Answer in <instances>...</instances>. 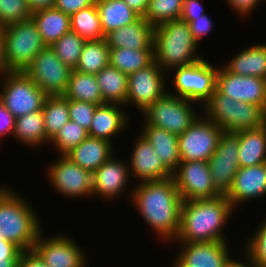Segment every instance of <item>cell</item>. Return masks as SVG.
Wrapping results in <instances>:
<instances>
[{"label":"cell","instance_id":"12","mask_svg":"<svg viewBox=\"0 0 266 267\" xmlns=\"http://www.w3.org/2000/svg\"><path fill=\"white\" fill-rule=\"evenodd\" d=\"M169 75L154 60L145 68L128 75L126 107L131 105L143 113L156 100L168 92ZM167 87V88H166Z\"/></svg>","mask_w":266,"mask_h":267},{"label":"cell","instance_id":"44","mask_svg":"<svg viewBox=\"0 0 266 267\" xmlns=\"http://www.w3.org/2000/svg\"><path fill=\"white\" fill-rule=\"evenodd\" d=\"M190 27L192 37L198 46L201 44L202 39L213 31L214 21L207 13L195 18L193 21H186Z\"/></svg>","mask_w":266,"mask_h":267},{"label":"cell","instance_id":"38","mask_svg":"<svg viewBox=\"0 0 266 267\" xmlns=\"http://www.w3.org/2000/svg\"><path fill=\"white\" fill-rule=\"evenodd\" d=\"M86 40L73 31L65 33L51 47L62 63L75 70Z\"/></svg>","mask_w":266,"mask_h":267},{"label":"cell","instance_id":"57","mask_svg":"<svg viewBox=\"0 0 266 267\" xmlns=\"http://www.w3.org/2000/svg\"><path fill=\"white\" fill-rule=\"evenodd\" d=\"M0 241H7V240L3 237V235H0Z\"/></svg>","mask_w":266,"mask_h":267},{"label":"cell","instance_id":"20","mask_svg":"<svg viewBox=\"0 0 266 267\" xmlns=\"http://www.w3.org/2000/svg\"><path fill=\"white\" fill-rule=\"evenodd\" d=\"M266 196V163L256 166L240 167L235 174L226 198L235 210L244 202L254 201Z\"/></svg>","mask_w":266,"mask_h":267},{"label":"cell","instance_id":"26","mask_svg":"<svg viewBox=\"0 0 266 267\" xmlns=\"http://www.w3.org/2000/svg\"><path fill=\"white\" fill-rule=\"evenodd\" d=\"M239 137L240 167L256 166L266 163V124L250 130L235 133Z\"/></svg>","mask_w":266,"mask_h":267},{"label":"cell","instance_id":"21","mask_svg":"<svg viewBox=\"0 0 266 267\" xmlns=\"http://www.w3.org/2000/svg\"><path fill=\"white\" fill-rule=\"evenodd\" d=\"M122 105L104 103L97 105L88 134L113 143L112 139L129 129L130 113Z\"/></svg>","mask_w":266,"mask_h":267},{"label":"cell","instance_id":"2","mask_svg":"<svg viewBox=\"0 0 266 267\" xmlns=\"http://www.w3.org/2000/svg\"><path fill=\"white\" fill-rule=\"evenodd\" d=\"M234 209L226 196L183 201L176 242H229L224 228Z\"/></svg>","mask_w":266,"mask_h":267},{"label":"cell","instance_id":"22","mask_svg":"<svg viewBox=\"0 0 266 267\" xmlns=\"http://www.w3.org/2000/svg\"><path fill=\"white\" fill-rule=\"evenodd\" d=\"M154 26L143 17L105 35L109 48L154 49Z\"/></svg>","mask_w":266,"mask_h":267},{"label":"cell","instance_id":"7","mask_svg":"<svg viewBox=\"0 0 266 267\" xmlns=\"http://www.w3.org/2000/svg\"><path fill=\"white\" fill-rule=\"evenodd\" d=\"M196 104L198 107L195 109ZM200 106L194 101L167 92L150 105L142 116L148 125L163 128L180 136L200 116L197 112Z\"/></svg>","mask_w":266,"mask_h":267},{"label":"cell","instance_id":"51","mask_svg":"<svg viewBox=\"0 0 266 267\" xmlns=\"http://www.w3.org/2000/svg\"><path fill=\"white\" fill-rule=\"evenodd\" d=\"M124 1L140 17H144L148 8L149 0H124Z\"/></svg>","mask_w":266,"mask_h":267},{"label":"cell","instance_id":"33","mask_svg":"<svg viewBox=\"0 0 266 267\" xmlns=\"http://www.w3.org/2000/svg\"><path fill=\"white\" fill-rule=\"evenodd\" d=\"M110 48L104 39L86 41L75 68L78 72L96 75L109 65Z\"/></svg>","mask_w":266,"mask_h":267},{"label":"cell","instance_id":"42","mask_svg":"<svg viewBox=\"0 0 266 267\" xmlns=\"http://www.w3.org/2000/svg\"><path fill=\"white\" fill-rule=\"evenodd\" d=\"M32 11L27 0H0V27L4 28L30 19Z\"/></svg>","mask_w":266,"mask_h":267},{"label":"cell","instance_id":"54","mask_svg":"<svg viewBox=\"0 0 266 267\" xmlns=\"http://www.w3.org/2000/svg\"><path fill=\"white\" fill-rule=\"evenodd\" d=\"M19 258H0V267H18Z\"/></svg>","mask_w":266,"mask_h":267},{"label":"cell","instance_id":"4","mask_svg":"<svg viewBox=\"0 0 266 267\" xmlns=\"http://www.w3.org/2000/svg\"><path fill=\"white\" fill-rule=\"evenodd\" d=\"M154 60L168 72L203 58L188 23L182 19L164 22L154 28Z\"/></svg>","mask_w":266,"mask_h":267},{"label":"cell","instance_id":"53","mask_svg":"<svg viewBox=\"0 0 266 267\" xmlns=\"http://www.w3.org/2000/svg\"><path fill=\"white\" fill-rule=\"evenodd\" d=\"M3 72H5L4 34H3V28L0 27V73Z\"/></svg>","mask_w":266,"mask_h":267},{"label":"cell","instance_id":"8","mask_svg":"<svg viewBox=\"0 0 266 267\" xmlns=\"http://www.w3.org/2000/svg\"><path fill=\"white\" fill-rule=\"evenodd\" d=\"M0 78V102L15 117L40 111L46 97L24 72H3Z\"/></svg>","mask_w":266,"mask_h":267},{"label":"cell","instance_id":"28","mask_svg":"<svg viewBox=\"0 0 266 267\" xmlns=\"http://www.w3.org/2000/svg\"><path fill=\"white\" fill-rule=\"evenodd\" d=\"M95 4L104 35L125 25H130L140 18L124 0H96Z\"/></svg>","mask_w":266,"mask_h":267},{"label":"cell","instance_id":"49","mask_svg":"<svg viewBox=\"0 0 266 267\" xmlns=\"http://www.w3.org/2000/svg\"><path fill=\"white\" fill-rule=\"evenodd\" d=\"M18 267H48L40 255L34 250L22 251L19 257Z\"/></svg>","mask_w":266,"mask_h":267},{"label":"cell","instance_id":"24","mask_svg":"<svg viewBox=\"0 0 266 267\" xmlns=\"http://www.w3.org/2000/svg\"><path fill=\"white\" fill-rule=\"evenodd\" d=\"M141 135L152 145L163 164L173 172L181 162L178 136L163 128L150 126L143 120Z\"/></svg>","mask_w":266,"mask_h":267},{"label":"cell","instance_id":"35","mask_svg":"<svg viewBox=\"0 0 266 267\" xmlns=\"http://www.w3.org/2000/svg\"><path fill=\"white\" fill-rule=\"evenodd\" d=\"M42 112L46 137L51 141L62 126L70 120L69 100L64 95L47 96Z\"/></svg>","mask_w":266,"mask_h":267},{"label":"cell","instance_id":"37","mask_svg":"<svg viewBox=\"0 0 266 267\" xmlns=\"http://www.w3.org/2000/svg\"><path fill=\"white\" fill-rule=\"evenodd\" d=\"M264 124H266V112L260 106L237 101L234 111V125L227 132L236 133L242 130L256 129Z\"/></svg>","mask_w":266,"mask_h":267},{"label":"cell","instance_id":"41","mask_svg":"<svg viewBox=\"0 0 266 267\" xmlns=\"http://www.w3.org/2000/svg\"><path fill=\"white\" fill-rule=\"evenodd\" d=\"M264 218L242 245V251L244 250L242 258L258 267H266V217Z\"/></svg>","mask_w":266,"mask_h":267},{"label":"cell","instance_id":"48","mask_svg":"<svg viewBox=\"0 0 266 267\" xmlns=\"http://www.w3.org/2000/svg\"><path fill=\"white\" fill-rule=\"evenodd\" d=\"M15 117L0 102V138L13 136L15 129ZM6 135V136H5Z\"/></svg>","mask_w":266,"mask_h":267},{"label":"cell","instance_id":"32","mask_svg":"<svg viewBox=\"0 0 266 267\" xmlns=\"http://www.w3.org/2000/svg\"><path fill=\"white\" fill-rule=\"evenodd\" d=\"M154 61V49L110 48L109 65L130 75Z\"/></svg>","mask_w":266,"mask_h":267},{"label":"cell","instance_id":"50","mask_svg":"<svg viewBox=\"0 0 266 267\" xmlns=\"http://www.w3.org/2000/svg\"><path fill=\"white\" fill-rule=\"evenodd\" d=\"M22 250L9 241H0V258H19Z\"/></svg>","mask_w":266,"mask_h":267},{"label":"cell","instance_id":"10","mask_svg":"<svg viewBox=\"0 0 266 267\" xmlns=\"http://www.w3.org/2000/svg\"><path fill=\"white\" fill-rule=\"evenodd\" d=\"M24 73L48 96H56L67 91L72 69L62 63L51 46H46Z\"/></svg>","mask_w":266,"mask_h":267},{"label":"cell","instance_id":"27","mask_svg":"<svg viewBox=\"0 0 266 267\" xmlns=\"http://www.w3.org/2000/svg\"><path fill=\"white\" fill-rule=\"evenodd\" d=\"M31 18L36 23L46 46L53 45L71 30L70 16L55 7L34 11Z\"/></svg>","mask_w":266,"mask_h":267},{"label":"cell","instance_id":"5","mask_svg":"<svg viewBox=\"0 0 266 267\" xmlns=\"http://www.w3.org/2000/svg\"><path fill=\"white\" fill-rule=\"evenodd\" d=\"M5 72H24L46 47L32 18L3 28Z\"/></svg>","mask_w":266,"mask_h":267},{"label":"cell","instance_id":"46","mask_svg":"<svg viewBox=\"0 0 266 267\" xmlns=\"http://www.w3.org/2000/svg\"><path fill=\"white\" fill-rule=\"evenodd\" d=\"M96 0H55L54 7L71 16L75 12L94 5Z\"/></svg>","mask_w":266,"mask_h":267},{"label":"cell","instance_id":"1","mask_svg":"<svg viewBox=\"0 0 266 267\" xmlns=\"http://www.w3.org/2000/svg\"><path fill=\"white\" fill-rule=\"evenodd\" d=\"M132 191V192H131ZM131 205L165 244H175L180 228L183 200L173 178L143 182L129 191Z\"/></svg>","mask_w":266,"mask_h":267},{"label":"cell","instance_id":"17","mask_svg":"<svg viewBox=\"0 0 266 267\" xmlns=\"http://www.w3.org/2000/svg\"><path fill=\"white\" fill-rule=\"evenodd\" d=\"M180 249L174 260L181 267H231L236 259L231 256L228 242H176Z\"/></svg>","mask_w":266,"mask_h":267},{"label":"cell","instance_id":"25","mask_svg":"<svg viewBox=\"0 0 266 267\" xmlns=\"http://www.w3.org/2000/svg\"><path fill=\"white\" fill-rule=\"evenodd\" d=\"M227 71L266 79V44L258 43L244 48L222 65Z\"/></svg>","mask_w":266,"mask_h":267},{"label":"cell","instance_id":"43","mask_svg":"<svg viewBox=\"0 0 266 267\" xmlns=\"http://www.w3.org/2000/svg\"><path fill=\"white\" fill-rule=\"evenodd\" d=\"M96 107L97 105L91 102L69 100V118L89 130Z\"/></svg>","mask_w":266,"mask_h":267},{"label":"cell","instance_id":"47","mask_svg":"<svg viewBox=\"0 0 266 267\" xmlns=\"http://www.w3.org/2000/svg\"><path fill=\"white\" fill-rule=\"evenodd\" d=\"M202 1L204 0H184L180 19L193 21L195 18L205 14L206 12Z\"/></svg>","mask_w":266,"mask_h":267},{"label":"cell","instance_id":"9","mask_svg":"<svg viewBox=\"0 0 266 267\" xmlns=\"http://www.w3.org/2000/svg\"><path fill=\"white\" fill-rule=\"evenodd\" d=\"M46 169V178L55 192L68 198H91L94 191V173L73 163L67 156L58 155Z\"/></svg>","mask_w":266,"mask_h":267},{"label":"cell","instance_id":"23","mask_svg":"<svg viewBox=\"0 0 266 267\" xmlns=\"http://www.w3.org/2000/svg\"><path fill=\"white\" fill-rule=\"evenodd\" d=\"M113 148V143L107 140L88 136L65 156L83 169L94 172L115 153Z\"/></svg>","mask_w":266,"mask_h":267},{"label":"cell","instance_id":"16","mask_svg":"<svg viewBox=\"0 0 266 267\" xmlns=\"http://www.w3.org/2000/svg\"><path fill=\"white\" fill-rule=\"evenodd\" d=\"M216 90L234 101L260 106L266 112V79L264 78L238 75L219 65Z\"/></svg>","mask_w":266,"mask_h":267},{"label":"cell","instance_id":"19","mask_svg":"<svg viewBox=\"0 0 266 267\" xmlns=\"http://www.w3.org/2000/svg\"><path fill=\"white\" fill-rule=\"evenodd\" d=\"M93 173V198L98 196L110 202L115 198L118 199L125 193V190H130L127 188L130 186L129 181H131L128 162L118 159L115 154Z\"/></svg>","mask_w":266,"mask_h":267},{"label":"cell","instance_id":"15","mask_svg":"<svg viewBox=\"0 0 266 267\" xmlns=\"http://www.w3.org/2000/svg\"><path fill=\"white\" fill-rule=\"evenodd\" d=\"M239 137L235 133L224 132L218 146L209 158L212 184L222 196H226L231 189L239 165Z\"/></svg>","mask_w":266,"mask_h":267},{"label":"cell","instance_id":"30","mask_svg":"<svg viewBox=\"0 0 266 267\" xmlns=\"http://www.w3.org/2000/svg\"><path fill=\"white\" fill-rule=\"evenodd\" d=\"M103 101L126 107L128 75L108 65L96 75Z\"/></svg>","mask_w":266,"mask_h":267},{"label":"cell","instance_id":"11","mask_svg":"<svg viewBox=\"0 0 266 267\" xmlns=\"http://www.w3.org/2000/svg\"><path fill=\"white\" fill-rule=\"evenodd\" d=\"M190 127L178 136L181 161H208L215 152L223 129L202 112Z\"/></svg>","mask_w":266,"mask_h":267},{"label":"cell","instance_id":"31","mask_svg":"<svg viewBox=\"0 0 266 267\" xmlns=\"http://www.w3.org/2000/svg\"><path fill=\"white\" fill-rule=\"evenodd\" d=\"M64 96L68 100L91 102L96 105L104 104L96 76L72 70L68 88Z\"/></svg>","mask_w":266,"mask_h":267},{"label":"cell","instance_id":"6","mask_svg":"<svg viewBox=\"0 0 266 267\" xmlns=\"http://www.w3.org/2000/svg\"><path fill=\"white\" fill-rule=\"evenodd\" d=\"M218 69L219 66H214L204 57L193 64L174 68L169 72L173 74L169 83H172L174 91L168 90V93L203 106L216 90Z\"/></svg>","mask_w":266,"mask_h":267},{"label":"cell","instance_id":"14","mask_svg":"<svg viewBox=\"0 0 266 267\" xmlns=\"http://www.w3.org/2000/svg\"><path fill=\"white\" fill-rule=\"evenodd\" d=\"M172 178L183 201L220 196L212 184L208 161H181Z\"/></svg>","mask_w":266,"mask_h":267},{"label":"cell","instance_id":"40","mask_svg":"<svg viewBox=\"0 0 266 267\" xmlns=\"http://www.w3.org/2000/svg\"><path fill=\"white\" fill-rule=\"evenodd\" d=\"M89 136L88 130L69 120L50 141L58 155H66Z\"/></svg>","mask_w":266,"mask_h":267},{"label":"cell","instance_id":"13","mask_svg":"<svg viewBox=\"0 0 266 267\" xmlns=\"http://www.w3.org/2000/svg\"><path fill=\"white\" fill-rule=\"evenodd\" d=\"M40 232L33 249L48 267H89L87 254L70 235Z\"/></svg>","mask_w":266,"mask_h":267},{"label":"cell","instance_id":"56","mask_svg":"<svg viewBox=\"0 0 266 267\" xmlns=\"http://www.w3.org/2000/svg\"><path fill=\"white\" fill-rule=\"evenodd\" d=\"M171 265H170V267H181L174 259L172 260Z\"/></svg>","mask_w":266,"mask_h":267},{"label":"cell","instance_id":"3","mask_svg":"<svg viewBox=\"0 0 266 267\" xmlns=\"http://www.w3.org/2000/svg\"><path fill=\"white\" fill-rule=\"evenodd\" d=\"M26 200L14 188L0 185V235L22 251L33 249L43 230L40 216Z\"/></svg>","mask_w":266,"mask_h":267},{"label":"cell","instance_id":"52","mask_svg":"<svg viewBox=\"0 0 266 267\" xmlns=\"http://www.w3.org/2000/svg\"><path fill=\"white\" fill-rule=\"evenodd\" d=\"M28 6L32 12L54 7L55 0H27Z\"/></svg>","mask_w":266,"mask_h":267},{"label":"cell","instance_id":"45","mask_svg":"<svg viewBox=\"0 0 266 267\" xmlns=\"http://www.w3.org/2000/svg\"><path fill=\"white\" fill-rule=\"evenodd\" d=\"M226 3L231 7L232 11L237 13L239 17H248L254 13L256 7L260 5L262 2H266V0H225Z\"/></svg>","mask_w":266,"mask_h":267},{"label":"cell","instance_id":"34","mask_svg":"<svg viewBox=\"0 0 266 267\" xmlns=\"http://www.w3.org/2000/svg\"><path fill=\"white\" fill-rule=\"evenodd\" d=\"M235 104L237 101L215 90L201 107V112L207 119L227 132L234 125Z\"/></svg>","mask_w":266,"mask_h":267},{"label":"cell","instance_id":"39","mask_svg":"<svg viewBox=\"0 0 266 267\" xmlns=\"http://www.w3.org/2000/svg\"><path fill=\"white\" fill-rule=\"evenodd\" d=\"M184 0H149L144 19L152 26L180 19Z\"/></svg>","mask_w":266,"mask_h":267},{"label":"cell","instance_id":"29","mask_svg":"<svg viewBox=\"0 0 266 267\" xmlns=\"http://www.w3.org/2000/svg\"><path fill=\"white\" fill-rule=\"evenodd\" d=\"M12 137L28 148H40L43 144L48 146L50 140L46 137L42 110L17 117Z\"/></svg>","mask_w":266,"mask_h":267},{"label":"cell","instance_id":"36","mask_svg":"<svg viewBox=\"0 0 266 267\" xmlns=\"http://www.w3.org/2000/svg\"><path fill=\"white\" fill-rule=\"evenodd\" d=\"M70 28L86 41L105 38L96 4L71 15Z\"/></svg>","mask_w":266,"mask_h":267},{"label":"cell","instance_id":"18","mask_svg":"<svg viewBox=\"0 0 266 267\" xmlns=\"http://www.w3.org/2000/svg\"><path fill=\"white\" fill-rule=\"evenodd\" d=\"M128 160L130 178L136 183L161 181L172 177V172L163 164L152 145L139 133Z\"/></svg>","mask_w":266,"mask_h":267},{"label":"cell","instance_id":"55","mask_svg":"<svg viewBox=\"0 0 266 267\" xmlns=\"http://www.w3.org/2000/svg\"><path fill=\"white\" fill-rule=\"evenodd\" d=\"M241 262H240V261ZM239 260H235L234 262H233V264H232V266L231 267H258V266H254V265H252V264H250L249 262H247L244 258H243V260L240 258Z\"/></svg>","mask_w":266,"mask_h":267}]
</instances>
